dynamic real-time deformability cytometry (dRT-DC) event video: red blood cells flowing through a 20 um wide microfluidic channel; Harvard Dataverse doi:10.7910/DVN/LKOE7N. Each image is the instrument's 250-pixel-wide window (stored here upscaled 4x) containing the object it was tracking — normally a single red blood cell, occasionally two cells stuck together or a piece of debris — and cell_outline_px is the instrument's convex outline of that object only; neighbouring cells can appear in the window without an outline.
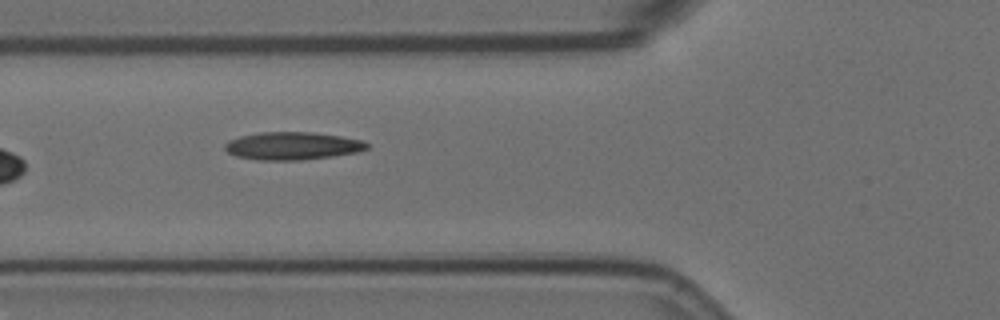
{"species": "Egyptian fruit bat (a non-hibernating species)", "species_latin": "Rousettus aegyptiacus", "temperature_condition": "room temperature", "stored_images_in_passage": 7, "camera_frame_rate_fps": 3000, "um_per_image_px": 0.085, "animal": {"sex": "female"}, "frame": {"image": 1, "passage_image": 6, "time_ms": 1.667, "image_size_px": [1000, 320], "cell_outline_px": [[368, 148], [360, 152], [332, 156], [300, 160], [260, 160], [236, 156], [228, 152], [224, 148], [224, 144], [228, 140], [240, 136], [260, 132], [312, 132], [340, 136], [364, 140], [368, 144]], "centroid_in_image_um": [24.87, 12.4], "position_along_channel_um": 100.9, "area_um2": 23.06}}